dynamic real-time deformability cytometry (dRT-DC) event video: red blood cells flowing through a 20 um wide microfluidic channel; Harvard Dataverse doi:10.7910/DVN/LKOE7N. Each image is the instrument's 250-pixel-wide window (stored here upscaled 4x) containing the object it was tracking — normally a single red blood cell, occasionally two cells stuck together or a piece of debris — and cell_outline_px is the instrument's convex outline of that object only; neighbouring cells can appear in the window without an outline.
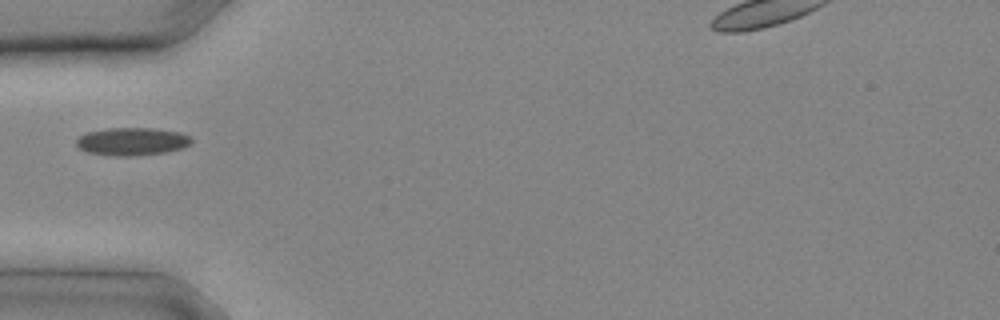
{"species": "common noctule bat (a hibernating species)", "species_latin": "Nyctalus noctula", "temperature_condition": "cold", "stored_images_in_passage": 2, "camera_frame_rate_fps": 3000, "um_per_image_px": 0.085, "animal": {"sex": "male", "body_mass_g": 20.4}, "frame": {"image": 1, "passage_image": 1, "time_ms": 0.0, "image_size_px": [1000, 320], "cell_outline_px": [[192, 144], [184, 148], [168, 152], [136, 156], [112, 156], [88, 152], [80, 148], [76, 144], [76, 140], [80, 136], [88, 132], [108, 128], [152, 128], [180, 132], [192, 136]], "centroid_in_image_um": [11.29, 12.03], "position_along_channel_um": 73.7, "area_um2": 18.9}}